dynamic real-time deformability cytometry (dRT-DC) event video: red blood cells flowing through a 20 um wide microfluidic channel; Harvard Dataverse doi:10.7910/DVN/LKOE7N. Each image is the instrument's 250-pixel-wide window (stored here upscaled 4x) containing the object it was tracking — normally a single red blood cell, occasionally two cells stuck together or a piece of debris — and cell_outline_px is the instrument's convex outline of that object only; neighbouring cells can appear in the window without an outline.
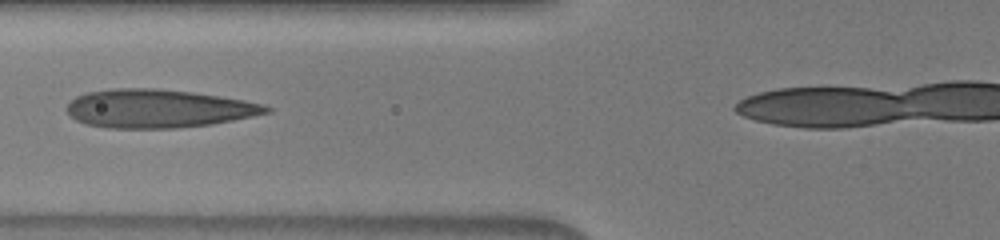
{"species": "human", "species_latin": "Homo sapiens", "temperature_condition": "warm", "stored_images_in_passage": 36, "camera_frame_rate_fps": 3000, "um_per_image_px": 0.085, "donor": {"sex": "male"}, "frame": {"image": 1, "passage_image": 13, "time_ms": 4.0, "image_size_px": [1000, 240], "cell_outline_px": [[272, 112], [212, 124], [176, 128], [108, 128], [88, 124], [76, 120], [64, 108], [76, 96], [88, 92], [112, 88], [156, 88], [192, 92], [244, 100], [264, 104], [272, 108]], "centroid_in_image_um": [13.45, 9.22], "position_along_channel_um": 112.4, "area_um2": 44.56}}
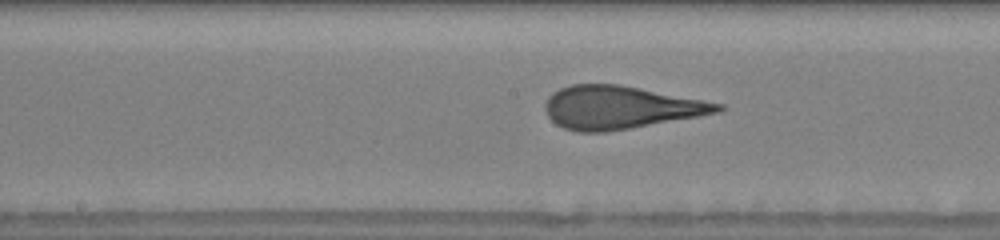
{"frame": {"image": 2, "passage_image": 19, "time_ms": 6.0, "image_size_px": [1000, 240], "cell_outline_px": [[724, 108], [720, 112], [700, 116], [604, 132], [580, 132], [564, 128], [556, 124], [548, 116], [544, 108], [544, 104], [548, 96], [552, 92], [560, 88], [572, 84], [620, 84], [724, 104]], "centroid_in_image_um": [52.69, 9.12], "position_along_channel_um": 195.5, "area_um2": 43.0}}
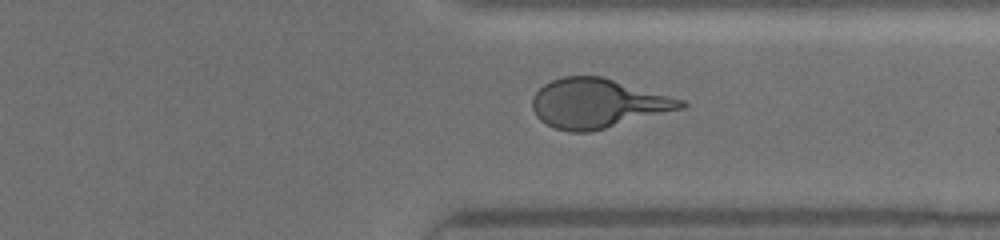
{"frame": {"image": 3, "passage_image": 31, "time_ms": 10.0, "image_size_px": [1000, 240], "cell_outline_px": [[688, 104], [684, 108], [588, 132], [568, 132], [556, 128], [540, 120], [536, 116], [532, 108], [532, 96], [544, 84], [552, 80], [564, 76], [604, 76], [684, 100]], "centroid_in_image_um": [50.79, 8.77], "position_along_channel_um": 360.6, "area_um2": 42.54}}